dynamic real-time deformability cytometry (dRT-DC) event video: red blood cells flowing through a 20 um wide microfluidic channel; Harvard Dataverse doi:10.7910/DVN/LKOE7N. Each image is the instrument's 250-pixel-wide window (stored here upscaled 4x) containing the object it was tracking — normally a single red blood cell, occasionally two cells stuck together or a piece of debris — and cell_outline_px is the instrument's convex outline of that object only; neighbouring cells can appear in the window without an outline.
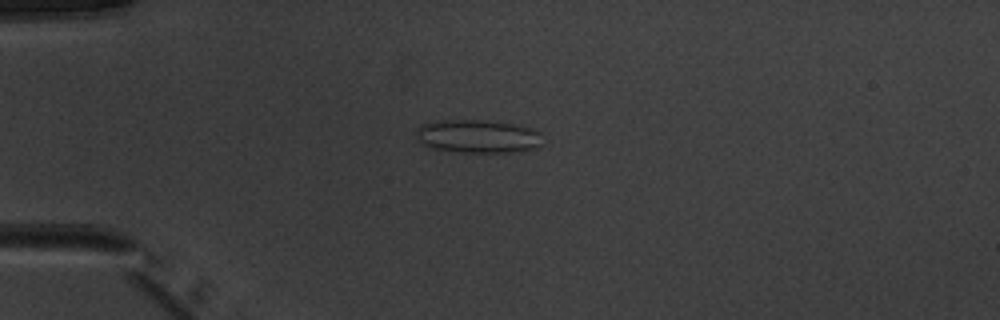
{"species": "common noctule bat (a hibernating species)", "species_latin": "Nyctalus noctula", "temperature_condition": "warm", "stored_images_in_passage": 50, "camera_frame_rate_fps": 3000, "um_per_image_px": 0.085, "animal": {"sex": "male", "body_mass_g": 20.1, "forearm_length_mm": 53.5}, "frame": {"image": 1, "passage_image": 13, "time_ms": 4.0, "image_size_px": [1000, 320], "cell_outline_px": [[544, 144], [536, 148], [520, 152], [464, 152], [428, 148], [420, 144], [416, 140], [416, 128], [420, 124], [444, 120], [480, 120], [512, 124], [532, 128], [540, 132]], "centroid_in_image_um": [40.6, 11.6], "position_along_channel_um": 44.4, "area_um2": 24.91}}
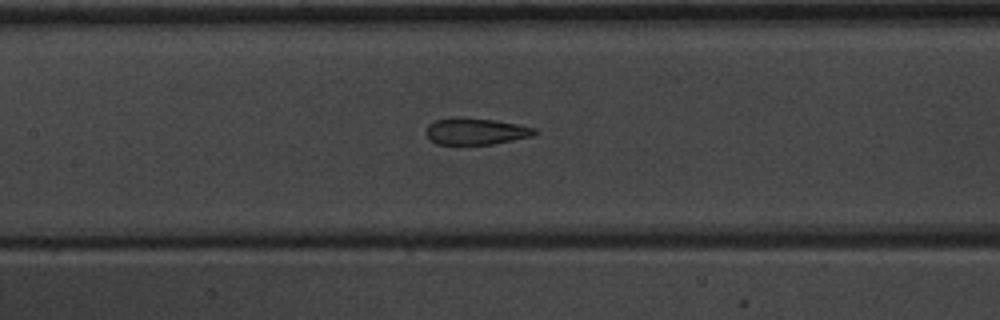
{"frame": {"image": 2, "passage_image": 24, "time_ms": 7.667, "image_size_px": [1000, 320], "cell_outline_px": [[540, 132], [536, 136], [492, 144], [436, 144], [428, 136], [428, 124], [436, 120], [456, 116], [464, 116], [520, 124], [536, 128]], "centroid_in_image_um": [40.53, 11.15], "position_along_channel_um": 166.9, "area_um2": 17.05}}
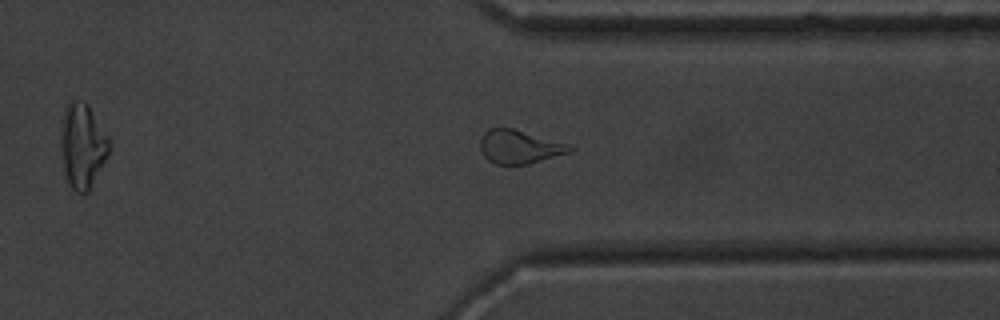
{"frame": {"image": 3, "passage_image": 39, "time_ms": 12.667, "image_size_px": [1000, 320], "cell_outline_px": [[576, 148], [572, 152], [528, 164], [496, 164], [488, 160], [484, 156], [480, 148], [480, 140], [484, 132], [488, 128], [512, 128], [564, 144]], "centroid_in_image_um": [44.11, 12.49], "position_along_channel_um": 367.3, "area_um2": 17.17}, "authors_computed_cell_mechanics": {"area_um2": 19.074, "velocity_mm_per_s": 4.0147, "shape_relaxation_time_tau1_ms": 7.4974, "shape_relaxation_time_tau2_ms": 1.1767, "deformation_change_tau1": 0.1917, "deformation_change_tau2": 0.0978}}